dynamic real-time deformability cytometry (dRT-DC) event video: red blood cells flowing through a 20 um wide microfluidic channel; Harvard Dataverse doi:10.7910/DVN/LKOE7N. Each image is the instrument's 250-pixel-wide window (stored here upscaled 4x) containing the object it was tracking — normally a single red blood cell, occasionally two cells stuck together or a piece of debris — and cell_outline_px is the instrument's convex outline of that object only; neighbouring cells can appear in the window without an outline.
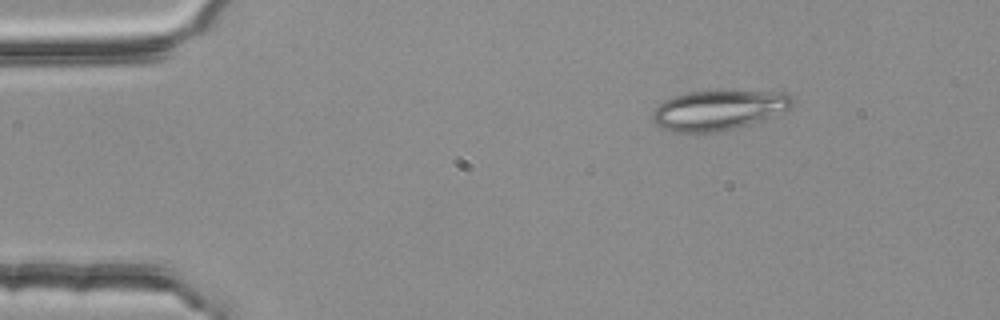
{"species": "common noctule bat (a hibernating species)", "species_latin": "Nyctalus noctula", "temperature_condition": "room temperature", "stored_images_in_passage": 3, "camera_frame_rate_fps": 3000, "um_per_image_px": 0.085, "animal": {"sex": "female", "body_mass_g": 25.1}, "frame": {"image": 1, "passage_image": 2, "time_ms": 0.333, "image_size_px": [1000, 320], "cell_outline_px": [[792, 108], [760, 120], [748, 124], [716, 132], [672, 132], [656, 124], [652, 120], [652, 112], [664, 100], [672, 96], [688, 92], [716, 88], [724, 88], [784, 92], [792, 96]], "centroid_in_image_um": [61.08, 9.29], "position_along_channel_um": 23.9, "area_um2": 33.35}}